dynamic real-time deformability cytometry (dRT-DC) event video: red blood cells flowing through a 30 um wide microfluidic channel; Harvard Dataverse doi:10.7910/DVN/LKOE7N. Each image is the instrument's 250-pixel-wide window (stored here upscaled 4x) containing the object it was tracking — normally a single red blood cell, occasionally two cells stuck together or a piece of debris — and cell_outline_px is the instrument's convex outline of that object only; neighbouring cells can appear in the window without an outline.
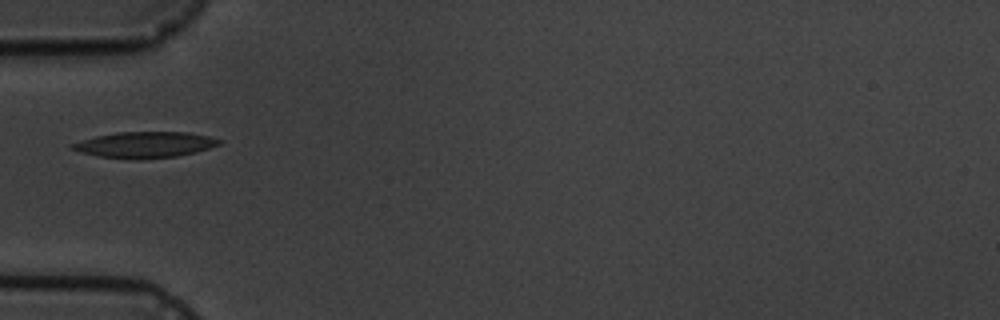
{"species": "common noctule bat (a hibernating species)", "species_latin": "Nyctalus noctula", "temperature_condition": "cold", "stored_images_in_passage": 15, "camera_frame_rate_fps": 3000, "um_per_image_px": 0.085, "animal": {"sex": "male", "body_mass_g": 19.5, "forearm_length_mm": 54.6}, "frame": {"image": 1, "passage_image": 5, "time_ms": 5.333, "image_size_px": [1000, 320], "cell_outline_px": [[220, 144], [196, 152], [176, 156], [140, 160], [136, 160], [96, 156], [80, 152], [68, 148], [68, 144], [96, 136], [116, 132], [188, 132], [208, 136], [220, 140]], "centroid_in_image_um": [12.24, 12.31], "position_along_channel_um": 72.8, "area_um2": 22.43}}
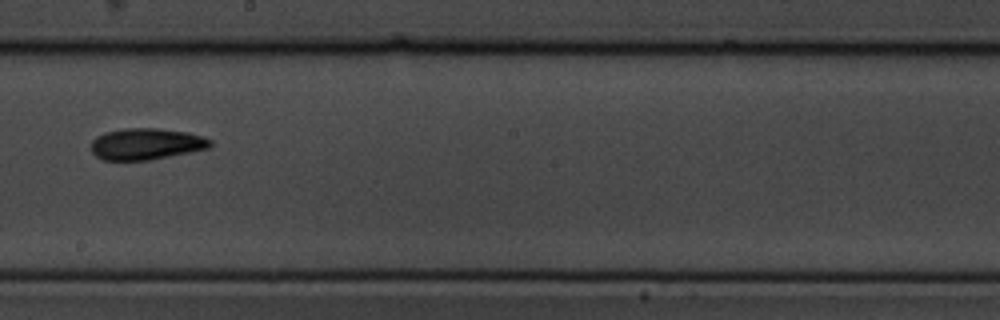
{"frame": {"image": 2, "passage_image": 9, "time_ms": 10.0, "image_size_px": [1000, 320], "cell_outline_px": [[212, 144], [208, 148], [148, 160], [104, 160], [96, 156], [92, 152], [92, 140], [96, 136], [108, 132], [124, 128], [156, 128], [188, 132], [204, 136], [212, 140]], "centroid_in_image_um": [12.43, 12.23], "position_along_channel_um": 235.8, "area_um2": 21.68}}
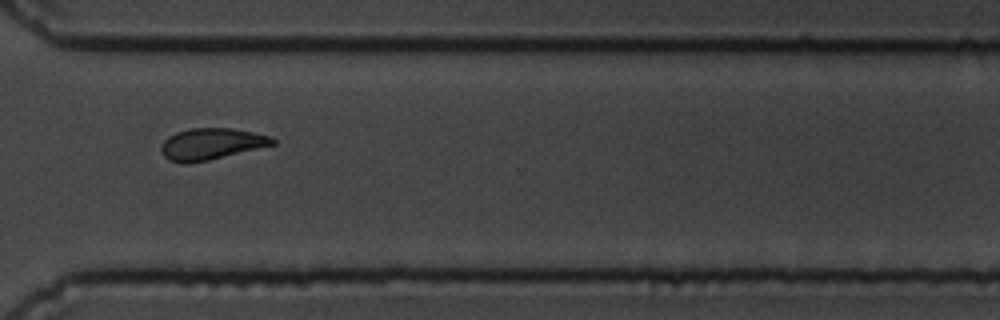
{"frame": {"image": 3, "passage_image": 12, "time_ms": 13.333, "image_size_px": [1000, 320], "cell_outline_px": [[276, 144], [208, 160], [188, 164], [184, 164], [168, 160], [164, 156], [160, 148], [164, 140], [168, 136], [176, 132], [188, 128], [232, 128], [252, 132], [268, 136], [276, 140]], "centroid_in_image_um": [17.92, 12.24], "position_along_channel_um": 352.7, "area_um2": 20.4}, "authors_computed_cell_mechanics": {"area_um2": 21.675, "velocity_mm_per_s": 3.4971, "shape_relaxation_time_tau1_ms": 5.2617, "shape_relaxation_time_tau2_ms": 7.6689, "deformation_change_tau1": 0.1437, "deformation_change_tau2": 0.131}}